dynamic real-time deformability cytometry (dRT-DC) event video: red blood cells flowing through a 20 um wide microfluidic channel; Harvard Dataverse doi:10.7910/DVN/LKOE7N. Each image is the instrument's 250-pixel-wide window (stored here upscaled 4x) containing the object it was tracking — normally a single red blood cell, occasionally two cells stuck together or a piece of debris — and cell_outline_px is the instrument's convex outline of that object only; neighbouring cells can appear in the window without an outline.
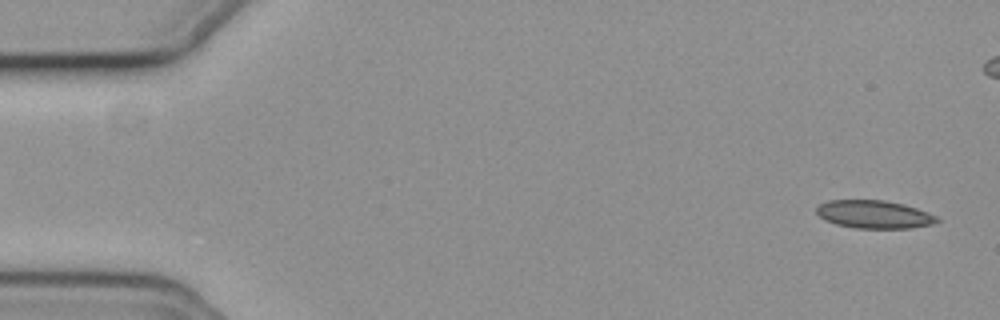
{"species": "common noctule bat (a hibernating species)", "species_latin": "Nyctalus noctula", "temperature_condition": "cold", "stored_images_in_passage": 49, "camera_frame_rate_fps": 3000, "um_per_image_px": 0.085, "animal": {"sex": "female", "body_mass_g": 19.3, "forearm_length_mm": 54.1}, "frame": {"image": 1, "passage_image": 2, "time_ms": 0.333, "image_size_px": [1000, 320], "cell_outline_px": [[940, 220], [932, 224], [908, 228], [856, 228], [836, 224], [824, 220], [816, 212], [816, 208], [820, 204], [828, 200], [884, 200], [904, 204], [928, 212], [936, 216]], "centroid_in_image_um": [74.29, 18.21], "position_along_channel_um": 10.7, "area_um2": 19.59}}
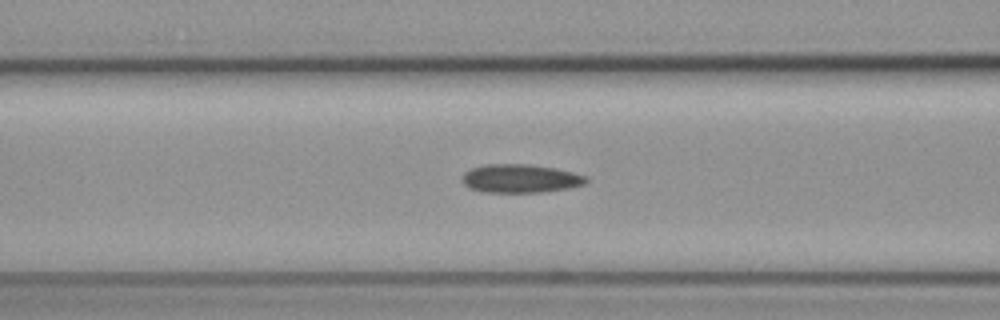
{"frame": {"image": 2, "passage_image": 22, "time_ms": 7.0, "image_size_px": [1000, 320], "cell_outline_px": [[588, 180], [584, 184], [568, 188], [540, 192], [484, 192], [468, 188], [460, 180], [460, 176], [464, 172], [472, 168], [484, 164], [528, 164], [556, 168], [588, 176]], "centroid_in_image_um": [44.19, 15.17], "position_along_channel_um": 122.4, "area_um2": 20.75}}
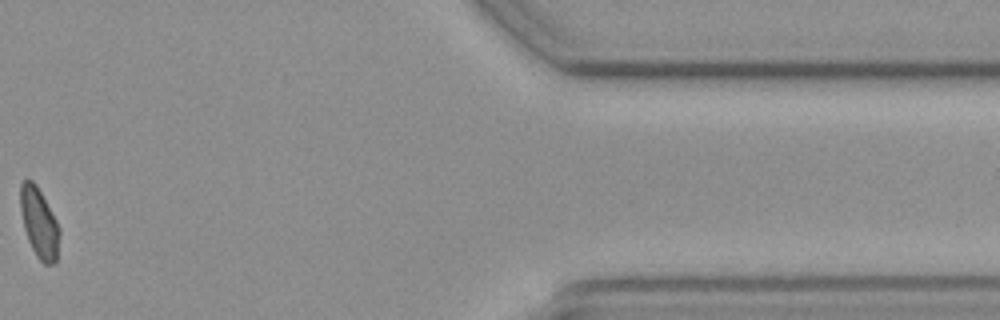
{"frame": {"image": 3, "passage_image": 43, "time_ms": 14.0, "image_size_px": [1000, 320], "cell_outline_px": [[60, 236], [56, 260], [52, 264], [44, 264], [36, 256], [28, 240], [24, 228], [20, 208], [20, 184], [24, 180], [32, 180], [36, 184], [56, 220], [60, 228]], "centroid_in_image_um": [3.32, 18.95], "position_along_channel_um": 408.1, "area_um2": 15.84}}